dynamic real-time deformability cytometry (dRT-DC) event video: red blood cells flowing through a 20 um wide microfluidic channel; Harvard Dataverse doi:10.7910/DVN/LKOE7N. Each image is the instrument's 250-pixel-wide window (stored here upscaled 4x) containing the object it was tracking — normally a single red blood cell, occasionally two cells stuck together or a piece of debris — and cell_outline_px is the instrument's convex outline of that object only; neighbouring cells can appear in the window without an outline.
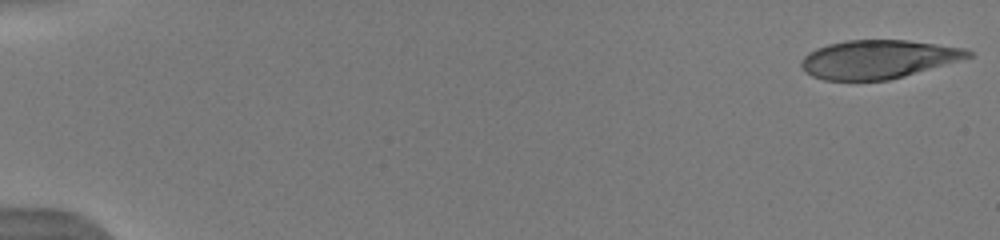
{"species": "human", "species_latin": "Homo sapiens", "temperature_condition": "warm", "stored_images_in_passage": 46, "camera_frame_rate_fps": 3000, "um_per_image_px": 0.085, "donor": {"sex": "male"}, "frame": {"image": 1, "passage_image": 1, "time_ms": 0.0, "image_size_px": [1000, 240], "cell_outline_px": [[972, 56], [904, 76], [888, 80], [824, 80], [812, 76], [800, 64], [804, 56], [808, 52], [816, 48], [828, 44], [848, 40], [908, 40], [964, 48], [972, 52]], "centroid_in_image_um": [74.61, 5.03], "position_along_channel_um": 10.4, "area_um2": 36.99}}
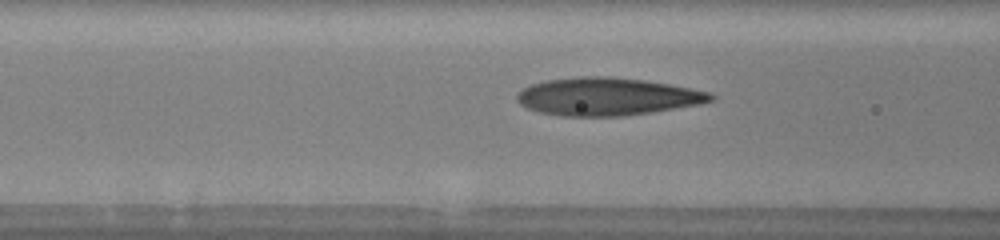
{"frame": {"image": 2, "passage_image": 22, "time_ms": 7.0, "image_size_px": [1000, 240], "cell_outline_px": [[716, 96], [712, 100], [700, 104], [652, 112], [620, 116], [564, 116], [540, 112], [528, 108], [520, 104], [516, 100], [516, 96], [524, 88], [532, 84], [544, 80], [580, 76], [612, 76], [644, 80], [668, 84], [712, 92]], "centroid_in_image_um": [51.62, 8.2], "position_along_channel_um": 115.0, "area_um2": 42.6}}
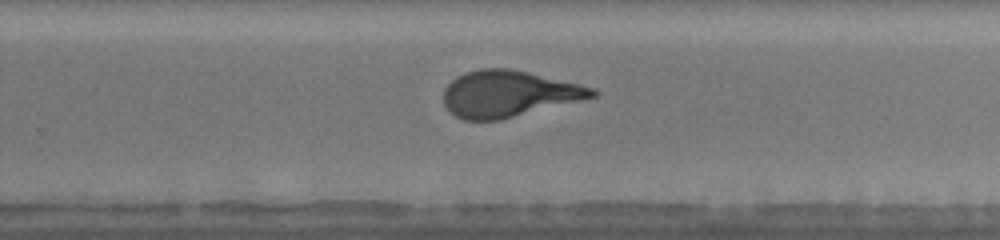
{"frame": {"image": 3, "passage_image": 35, "time_ms": 11.333, "image_size_px": [1000, 240], "cell_outline_px": [[600, 92], [596, 96], [500, 120], [464, 120], [456, 116], [444, 104], [444, 88], [456, 76], [464, 72], [480, 68], [508, 68], [528, 72], [580, 84], [596, 88]], "centroid_in_image_um": [43.22, 7.96], "position_along_channel_um": 286.6, "area_um2": 40.0}, "authors_computed_cell_mechanics": {"area_um2": 40.4311, "velocity_mm_per_s": 3.9651, "shape_relaxation_time_tau1_ms": 5.1122, "shape_relaxation_time_tau2_ms": 0.8944, "deformation_change_tau1": 0.2474, "deformation_change_tau2": 0.0891}}